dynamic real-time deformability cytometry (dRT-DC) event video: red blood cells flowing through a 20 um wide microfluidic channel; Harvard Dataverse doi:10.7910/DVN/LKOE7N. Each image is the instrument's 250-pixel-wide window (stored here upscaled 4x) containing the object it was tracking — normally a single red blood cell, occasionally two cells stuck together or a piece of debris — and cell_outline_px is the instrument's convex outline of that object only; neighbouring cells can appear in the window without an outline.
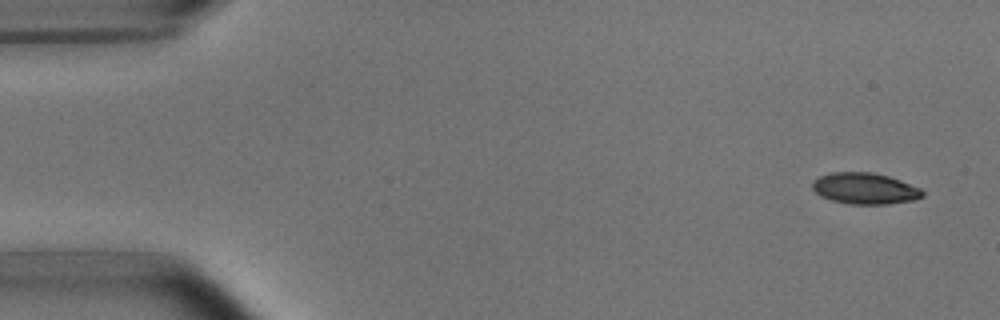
{"species": "common noctule bat (a hibernating species)", "species_latin": "Nyctalus noctula", "temperature_condition": "room temperature", "stored_images_in_passage": 6, "camera_frame_rate_fps": 3000, "um_per_image_px": 0.085, "animal": {"sex": "male", "body_mass_g": 15.6}, "frame": {"image": 1, "passage_image": 1, "time_ms": 0.0, "image_size_px": [1000, 320], "cell_outline_px": [[924, 196], [912, 200], [888, 204], [848, 204], [832, 200], [820, 196], [812, 188], [812, 180], [820, 176], [832, 172], [872, 172], [888, 176], [900, 180], [920, 188], [924, 192]], "centroid_in_image_um": [73.49, 16.02], "position_along_channel_um": 11.5, "area_um2": 20.06}}
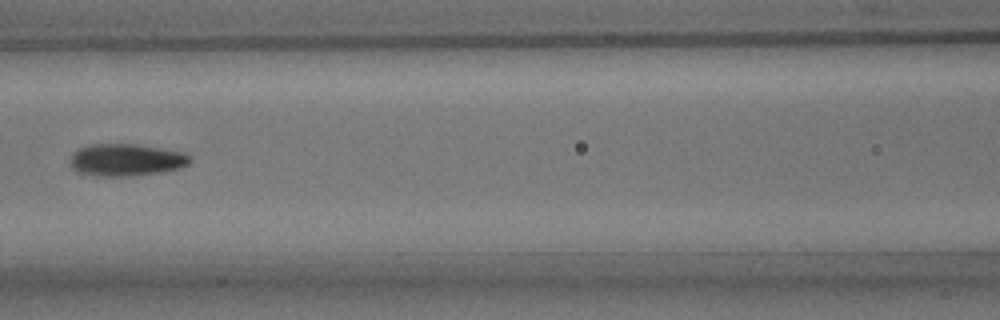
{"frame": {"image": 2, "passage_image": 6, "time_ms": 7.0, "image_size_px": [1000, 320], "cell_outline_px": [[192, 160], [188, 164], [180, 168], [160, 172], [132, 176], [100, 176], [76, 172], [72, 168], [72, 152], [80, 148], [92, 144], [136, 144], [184, 152], [192, 156]], "centroid_in_image_um": [10.76, 13.59], "position_along_channel_um": 155.8, "area_um2": 22.48}}